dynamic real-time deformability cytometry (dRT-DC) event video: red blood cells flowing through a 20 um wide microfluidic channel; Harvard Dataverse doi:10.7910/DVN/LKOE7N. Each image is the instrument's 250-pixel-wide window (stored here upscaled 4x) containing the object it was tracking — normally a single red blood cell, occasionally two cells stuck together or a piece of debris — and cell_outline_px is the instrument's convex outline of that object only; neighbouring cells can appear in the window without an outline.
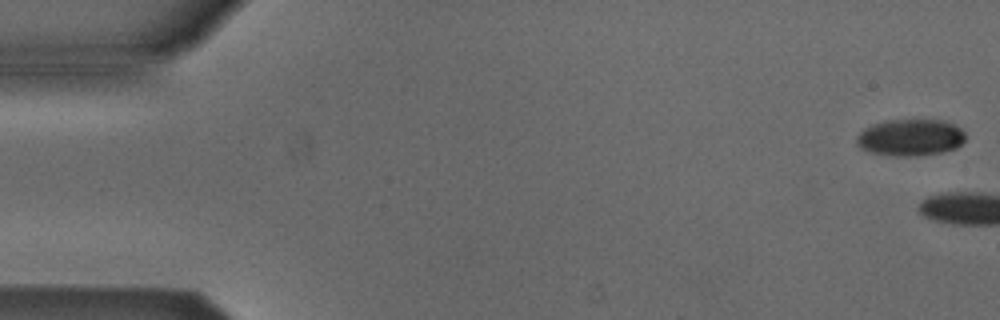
{"species": "Egyptian fruit bat (a non-hibernating species)", "species_latin": "Rousettus aegyptiacus", "temperature_condition": "cold", "stored_images_in_passage": 4, "camera_frame_rate_fps": 3000, "um_per_image_px": 0.085, "animal": {"sex": "male"}, "frame": {"image": 1, "passage_image": 1, "time_ms": 0.0, "image_size_px": [1000, 320], "cell_outline_px": [[964, 140], [956, 148], [940, 152], [916, 156], [896, 156], [872, 152], [860, 148], [856, 144], [856, 136], [864, 128], [872, 124], [884, 120], [944, 120], [960, 128], [964, 132]], "centroid_in_image_um": [77.35, 11.68], "position_along_channel_um": 7.7, "area_um2": 23.24}}